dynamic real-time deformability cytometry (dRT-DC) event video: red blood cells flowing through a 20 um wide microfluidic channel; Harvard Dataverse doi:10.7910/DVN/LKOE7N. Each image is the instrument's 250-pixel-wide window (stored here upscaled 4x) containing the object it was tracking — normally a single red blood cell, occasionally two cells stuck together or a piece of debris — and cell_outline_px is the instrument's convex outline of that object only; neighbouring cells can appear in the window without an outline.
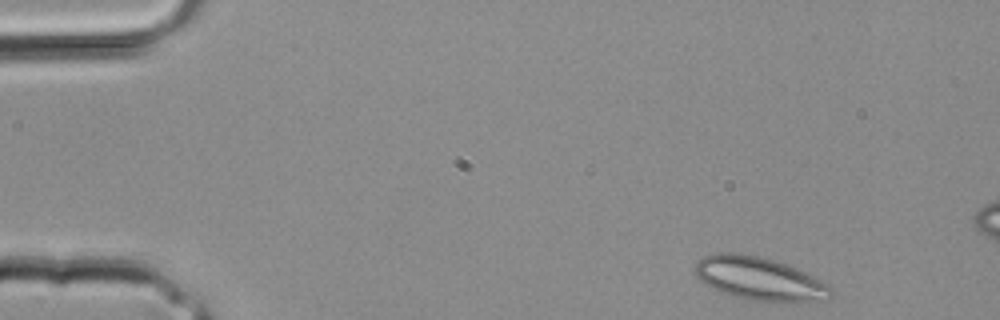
{"species": "common noctule bat (a hibernating species)", "species_latin": "Nyctalus noctula", "temperature_condition": "room temperature", "stored_images_in_passage": 8, "camera_frame_rate_fps": 3000, "um_per_image_px": 0.085, "animal": {"sex": "male", "body_mass_g": 20.4}, "frame": {"image": 1, "passage_image": 1, "time_ms": 0.0, "image_size_px": [1000, 320], "cell_outline_px": [[832, 296], [828, 300], [808, 304], [764, 304], [732, 296], [720, 292], [700, 280], [692, 272], [696, 260], [704, 256], [720, 252], [736, 252], [760, 256], [796, 268], [828, 284], [832, 288]], "centroid_in_image_um": [64.59, 23.76], "position_along_channel_um": 20.4, "area_um2": 35.66}}